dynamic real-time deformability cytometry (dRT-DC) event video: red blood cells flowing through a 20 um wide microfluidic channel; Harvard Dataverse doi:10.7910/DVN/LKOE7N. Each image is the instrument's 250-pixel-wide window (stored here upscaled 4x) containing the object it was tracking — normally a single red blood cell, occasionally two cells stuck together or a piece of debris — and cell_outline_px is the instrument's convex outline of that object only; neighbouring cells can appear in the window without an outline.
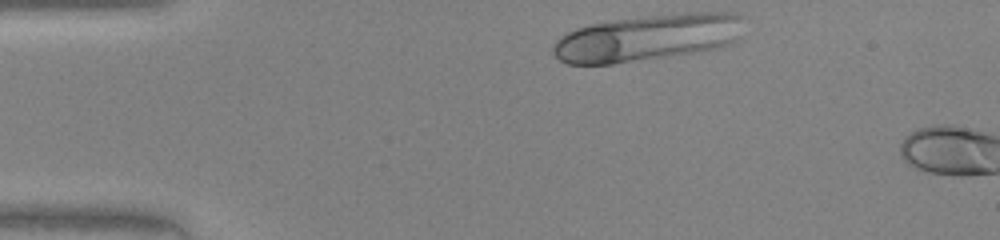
{"species": "human", "species_latin": "Homo sapiens", "temperature_condition": "warm", "stored_images_in_passage": 3, "camera_frame_rate_fps": 3000, "um_per_image_px": 0.085, "donor": {"sex": "female"}, "frame": {"image": 1, "passage_image": 1, "time_ms": 0.0, "image_size_px": [1000, 240], "cell_outline_px": [[748, 20], [740, 40], [732, 44], [720, 48], [700, 52], [612, 64], [568, 64], [560, 60], [552, 52], [552, 44], [560, 36], [576, 28], [592, 24], [612, 20], [648, 16], [688, 12], [740, 12]], "centroid_in_image_um": [55.19, 3.19], "position_along_channel_um": 29.8, "area_um2": 53.06}}